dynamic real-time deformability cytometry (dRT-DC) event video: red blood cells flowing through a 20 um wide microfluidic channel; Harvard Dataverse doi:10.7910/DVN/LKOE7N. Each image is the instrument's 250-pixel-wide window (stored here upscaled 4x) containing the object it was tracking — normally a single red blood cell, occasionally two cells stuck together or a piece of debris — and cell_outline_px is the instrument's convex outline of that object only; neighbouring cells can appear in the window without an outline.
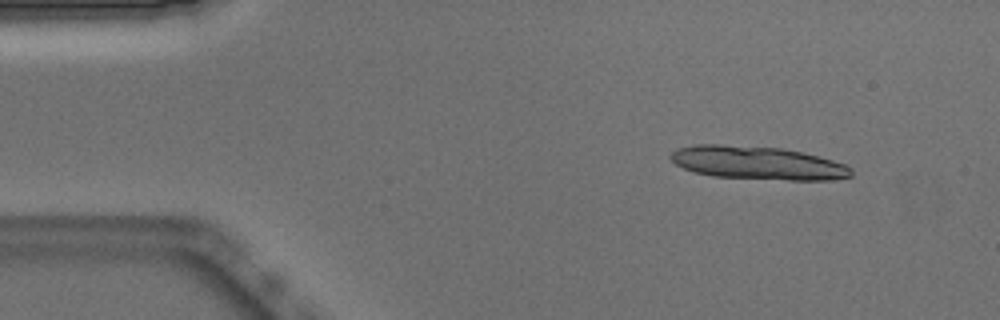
{"species": "Egyptian fruit bat (a non-hibernating species)", "species_latin": "Rousettus aegyptiacus", "temperature_condition": "warm", "stored_images_in_passage": 9, "camera_frame_rate_fps": 3000, "um_per_image_px": 0.085, "animal": {"sex": "male"}, "frame": {"image": 1, "passage_image": 1, "time_ms": 0.0, "image_size_px": [1000, 320], "cell_outline_px": [[852, 176], [832, 180], [788, 180], [712, 176], [692, 172], [676, 164], [668, 156], [676, 148], [696, 144], [720, 144], [784, 148], [804, 152], [832, 160], [844, 164], [852, 168]], "centroid_in_image_um": [64.39, 13.84], "position_along_channel_um": 20.6, "area_um2": 35.26}}